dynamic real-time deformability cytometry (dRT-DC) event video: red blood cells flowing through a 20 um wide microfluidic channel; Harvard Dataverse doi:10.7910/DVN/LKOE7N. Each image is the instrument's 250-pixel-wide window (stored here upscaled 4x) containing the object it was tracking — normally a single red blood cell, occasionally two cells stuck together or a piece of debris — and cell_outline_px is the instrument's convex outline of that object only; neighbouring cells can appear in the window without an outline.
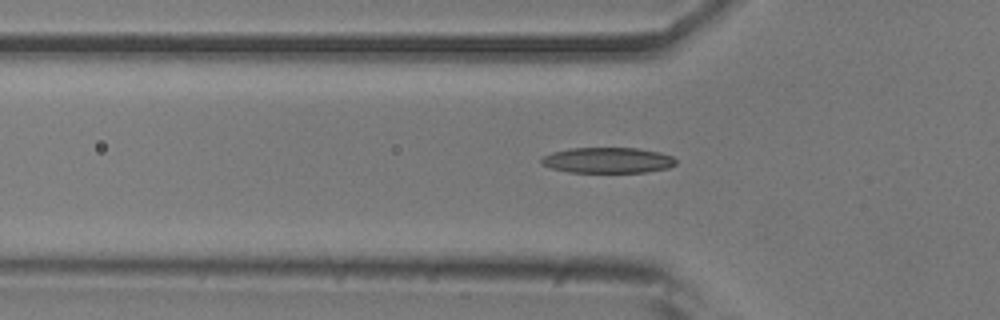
{"species": "common noctule bat (a hibernating species)", "species_latin": "Nyctalus noctula", "temperature_condition": "room temperature", "stored_images_in_passage": 39, "camera_frame_rate_fps": 3000, "um_per_image_px": 0.085, "animal": {"sex": "male", "body_mass_g": 20.5, "forearm_length_mm": 52.5}, "frame": {"image": 1, "passage_image": 7, "time_ms": 2.0, "image_size_px": [1000, 320], "cell_outline_px": [[676, 164], [668, 168], [648, 172], [568, 172], [552, 168], [544, 164], [540, 160], [544, 156], [552, 152], [572, 148], [636, 148], [660, 152], [672, 156], [676, 160]], "centroid_in_image_um": [51.69, 13.62], "position_along_channel_um": 74.1, "area_um2": 20.0}}
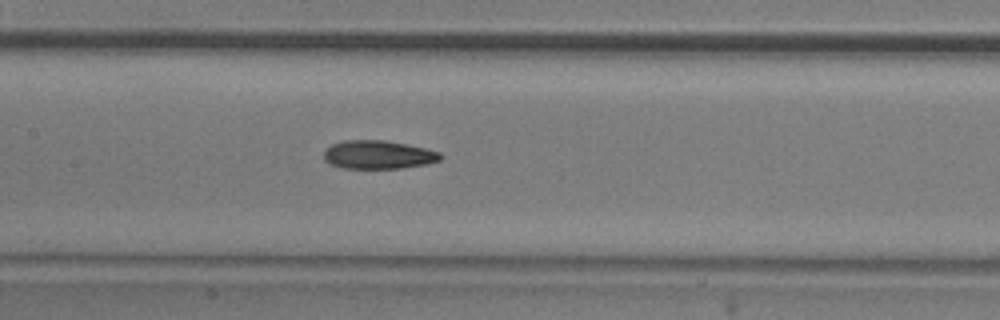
{"frame": {"image": 2, "passage_image": 15, "time_ms": 4.667, "image_size_px": [1000, 320], "cell_outline_px": [[444, 156], [440, 160], [428, 164], [404, 168], [344, 168], [328, 164], [324, 160], [324, 152], [332, 144], [344, 140], [384, 140], [424, 148], [440, 152]], "centroid_in_image_um": [32.16, 13.16], "position_along_channel_um": 175.2, "area_um2": 19.36}}
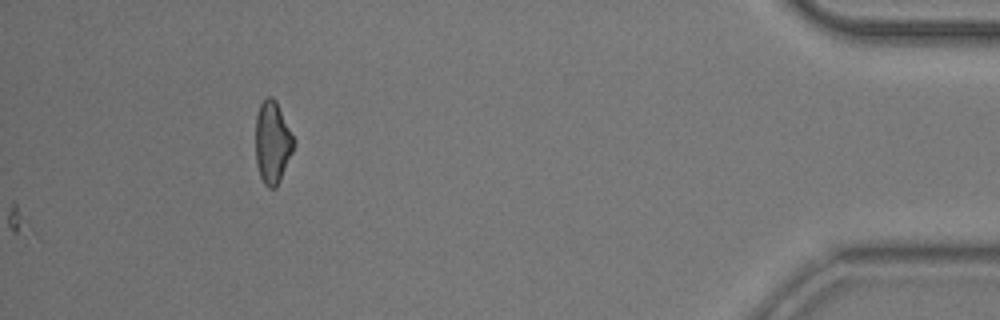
{"frame": {"image": 3, "passage_image": 39, "time_ms": 12.667, "image_size_px": [1000, 320], "cell_outline_px": [[296, 140], [292, 152], [280, 180], [276, 188], [268, 188], [264, 184], [260, 176], [256, 164], [256, 116], [260, 104], [268, 96], [272, 96], [276, 100]], "centroid_in_image_um": [23.16, 12.1], "position_along_channel_um": 412.0, "area_um2": 18.38}, "authors_computed_cell_mechanics": {"area_um2": 19.1318, "velocity_mm_per_s": 3.7334, "shape_relaxation_time_tau1_ms": 4.5709, "shape_relaxation_time_tau2_ms": 4.1889, "deformation_change_tau1": 0.1521, "deformation_change_tau2": 0.1263}}